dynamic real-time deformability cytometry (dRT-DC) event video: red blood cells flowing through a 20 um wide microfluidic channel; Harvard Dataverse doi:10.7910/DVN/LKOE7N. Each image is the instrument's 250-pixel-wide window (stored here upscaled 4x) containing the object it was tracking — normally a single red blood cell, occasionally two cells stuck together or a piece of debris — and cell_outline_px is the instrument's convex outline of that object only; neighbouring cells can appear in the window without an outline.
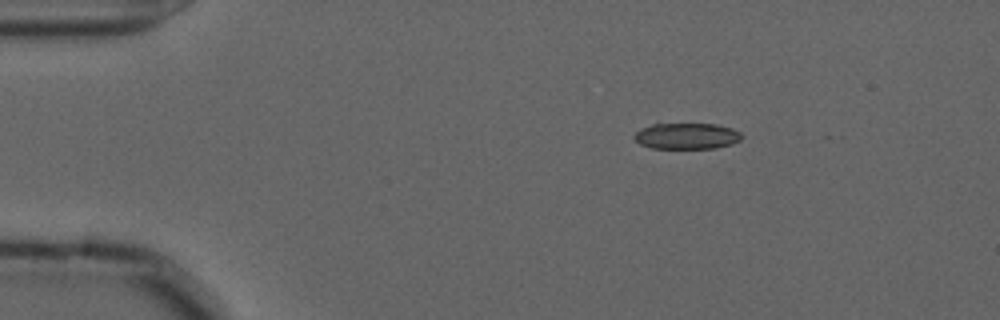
{"species": "common noctule bat (a hibernating species)", "species_latin": "Nyctalus noctula", "temperature_condition": "cold", "stored_images_in_passage": 48, "camera_frame_rate_fps": 3000, "um_per_image_px": 0.085, "animal": {"sex": "male", "forearm_length_mm": 52.5}, "frame": {"image": 1, "passage_image": 1, "time_ms": 0.0, "image_size_px": [1000, 320], "cell_outline_px": [[740, 140], [732, 144], [716, 148], [652, 148], [640, 144], [632, 136], [640, 128], [656, 120], [716, 124], [732, 128], [740, 132]], "centroid_in_image_um": [58.28, 11.49], "position_along_channel_um": 26.7, "area_um2": 17.34}}
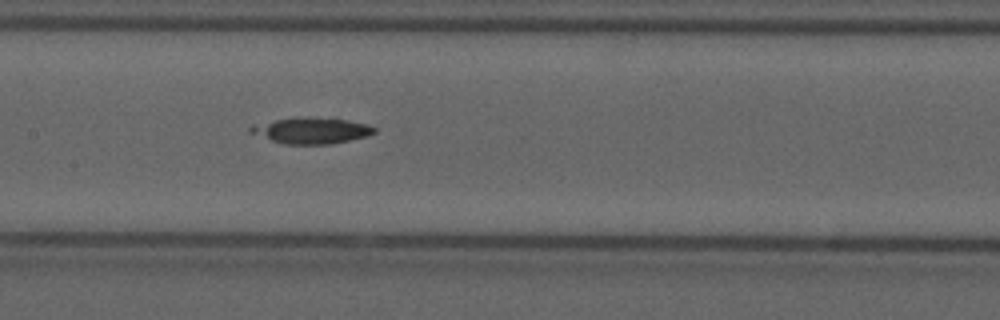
{"frame": {"image": 2, "passage_image": 19, "time_ms": 6.0, "image_size_px": [1000, 320], "cell_outline_px": [[376, 132], [368, 136], [332, 144], [284, 144], [248, 132], [248, 128], [252, 124], [296, 116], [332, 116], [368, 124], [376, 128]], "centroid_in_image_um": [26.5, 11.06], "position_along_channel_um": 180.9, "area_um2": 19.54}}
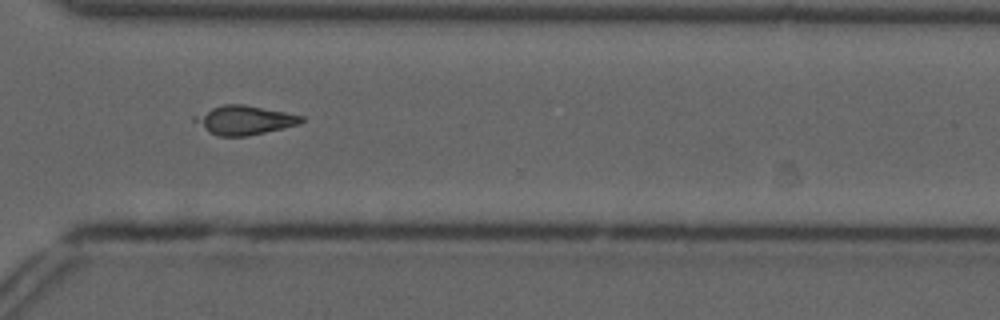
{"frame": {"image": 3, "passage_image": 33, "time_ms": 10.667, "image_size_px": [1000, 320], "cell_outline_px": [[304, 120], [300, 124], [284, 128], [248, 136], [220, 136], [208, 132], [192, 120], [192, 116], [212, 108], [224, 104], [244, 104], [304, 116]], "centroid_in_image_um": [20.76, 10.21], "position_along_channel_um": 349.8, "area_um2": 18.03}}